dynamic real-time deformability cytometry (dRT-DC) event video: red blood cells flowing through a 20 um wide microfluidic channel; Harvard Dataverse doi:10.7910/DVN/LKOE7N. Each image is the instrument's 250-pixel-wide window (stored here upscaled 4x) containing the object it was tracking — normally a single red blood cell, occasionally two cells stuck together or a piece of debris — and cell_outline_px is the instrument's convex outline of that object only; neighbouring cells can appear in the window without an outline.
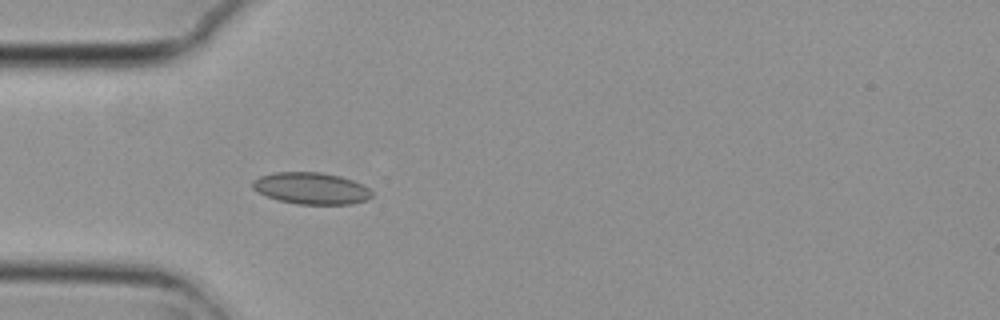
{"species": "common noctule bat (a hibernating species)", "species_latin": "Nyctalus noctula", "temperature_condition": "cold", "stored_images_in_passage": 4, "camera_frame_rate_fps": 3000, "um_per_image_px": 0.085, "animal": {"sex": "female", "body_mass_g": 29.2, "forearm_length_mm": 56.3}, "frame": {"image": 1, "passage_image": 4, "time_ms": 1.0, "image_size_px": [1000, 320], "cell_outline_px": [[372, 196], [368, 200], [352, 204], [296, 204], [280, 200], [268, 196], [252, 188], [252, 180], [260, 176], [272, 172], [320, 172], [340, 176], [352, 180], [368, 188], [372, 192]], "centroid_in_image_um": [26.46, 16.0], "position_along_channel_um": 58.5, "area_um2": 21.96}}